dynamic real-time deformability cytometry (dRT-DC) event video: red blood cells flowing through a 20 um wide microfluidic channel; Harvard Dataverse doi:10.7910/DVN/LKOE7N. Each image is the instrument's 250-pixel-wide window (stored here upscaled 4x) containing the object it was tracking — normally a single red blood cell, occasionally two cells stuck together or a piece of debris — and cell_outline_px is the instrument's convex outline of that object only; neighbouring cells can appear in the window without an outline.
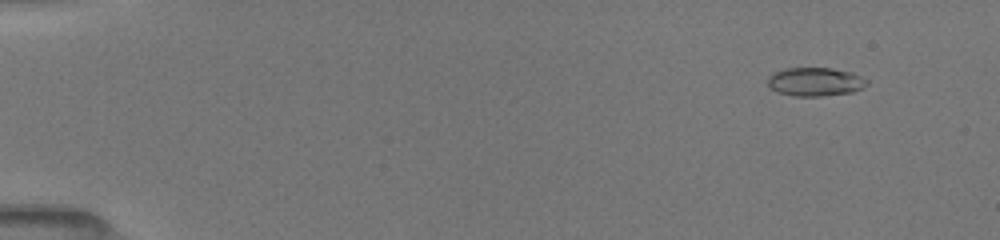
{"species": "common noctule bat (a hibernating species)", "species_latin": "Nyctalus noctula", "temperature_condition": "room temperature", "stored_images_in_passage": 6, "camera_frame_rate_fps": 3000, "um_per_image_px": 0.085, "animal": {"sex": "female", "body_mass_g": 19.5, "forearm_length_mm": 54.1}, "frame": {"image": 1, "passage_image": 2, "time_ms": 1.0, "image_size_px": [1000, 240], "cell_outline_px": [[868, 84], [864, 88], [852, 92], [820, 96], [796, 96], [776, 92], [768, 84], [768, 76], [772, 72], [784, 68], [832, 68], [852, 72], [868, 80]], "centroid_in_image_um": [69.29, 6.94], "position_along_channel_um": 15.7, "area_um2": 16.65}}